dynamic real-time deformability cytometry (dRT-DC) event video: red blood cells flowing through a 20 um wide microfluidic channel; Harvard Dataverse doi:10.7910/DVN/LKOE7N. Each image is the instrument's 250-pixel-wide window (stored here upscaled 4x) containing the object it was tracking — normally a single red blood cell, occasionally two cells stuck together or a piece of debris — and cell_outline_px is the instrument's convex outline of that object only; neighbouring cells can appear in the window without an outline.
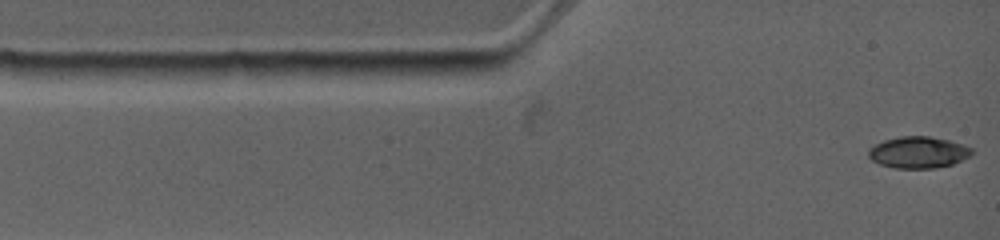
{"species": "common noctule bat (a hibernating species)", "species_latin": "Nyctalus noctula", "temperature_condition": "warm", "stored_images_in_passage": 61, "camera_frame_rate_fps": 4500, "um_per_image_px": 0.085, "animal": {"sex": "female", "body_mass_g": 19.0, "forearm_length_mm": 53.3}, "frame": {"image": 1, "passage_image": 1, "time_ms": 0.0, "image_size_px": [1000, 240], "cell_outline_px": [[972, 156], [952, 164], [932, 168], [896, 168], [880, 164], [872, 160], [868, 156], [868, 148], [884, 140], [900, 136], [928, 136], [948, 140], [972, 148]], "centroid_in_image_um": [78.04, 12.95], "position_along_channel_um": 7.0, "area_um2": 18.9}}
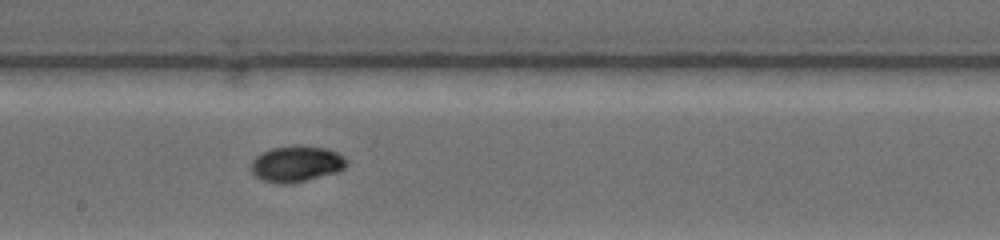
{"frame": {"image": 2, "passage_image": 17, "time_ms": 6.667, "image_size_px": [1000, 240], "cell_outline_px": [[348, 164], [344, 168], [336, 172], [292, 184], [276, 184], [264, 180], [256, 176], [252, 172], [252, 160], [260, 152], [272, 148], [300, 144], [328, 148], [344, 156], [348, 160]], "centroid_in_image_um": [25.21, 13.91], "position_along_channel_um": 223.0, "area_um2": 20.35}}
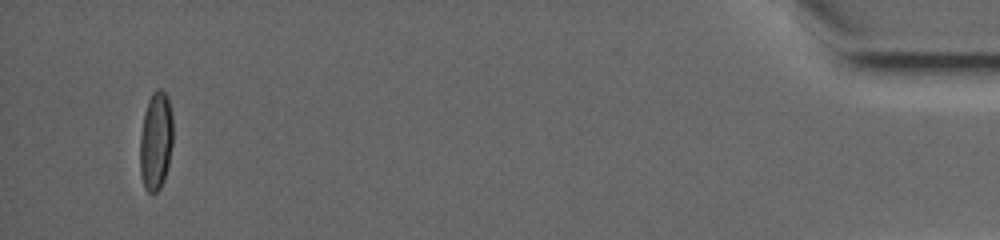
{"frame": {"image": 3, "passage_image": 52, "time_ms": 15.111, "image_size_px": [1000, 240], "cell_outline_px": [[172, 144], [168, 164], [164, 180], [160, 188], [156, 192], [148, 192], [144, 188], [140, 176], [140, 136], [144, 112], [148, 100], [152, 92], [156, 88], [160, 88], [168, 96], [172, 116]], "centroid_in_image_um": [13.23, 11.96], "position_along_channel_um": 422.0, "area_um2": 19.13}, "authors_computed_cell_mechanics": {"area_um2": 18.9006, "velocity_mm_per_s": 3.8552, "shape_relaxation_time_tau1_ms": 9.5969, "shape_relaxation_time_tau2_ms": null, "deformation_change_tau1": 0.2787, "deformation_change_tau2": null}}